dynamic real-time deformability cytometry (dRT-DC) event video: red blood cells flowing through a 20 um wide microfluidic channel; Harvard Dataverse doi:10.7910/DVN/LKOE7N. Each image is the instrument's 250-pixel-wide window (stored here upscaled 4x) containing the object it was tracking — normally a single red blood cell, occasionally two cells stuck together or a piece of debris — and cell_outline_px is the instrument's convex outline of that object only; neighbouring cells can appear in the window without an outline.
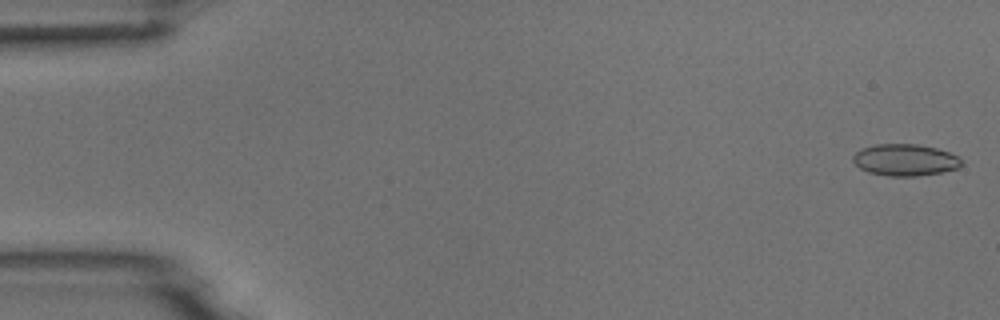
{"species": "common noctule bat (a hibernating species)", "species_latin": "Nyctalus noctula", "temperature_condition": "room temperature", "stored_images_in_passage": 53, "camera_frame_rate_fps": 3000, "um_per_image_px": 0.085, "animal": {"sex": "male", "body_mass_g": 18.8}, "frame": {"image": 1, "passage_image": 1, "time_ms": 0.0, "image_size_px": [1000, 320], "cell_outline_px": [[964, 164], [956, 168], [940, 172], [916, 176], [888, 176], [868, 172], [860, 168], [852, 160], [852, 156], [856, 152], [864, 148], [876, 144], [916, 144], [936, 148], [948, 152], [956, 156]], "centroid_in_image_um": [76.9, 13.6], "position_along_channel_um": 8.1, "area_um2": 19.83}}
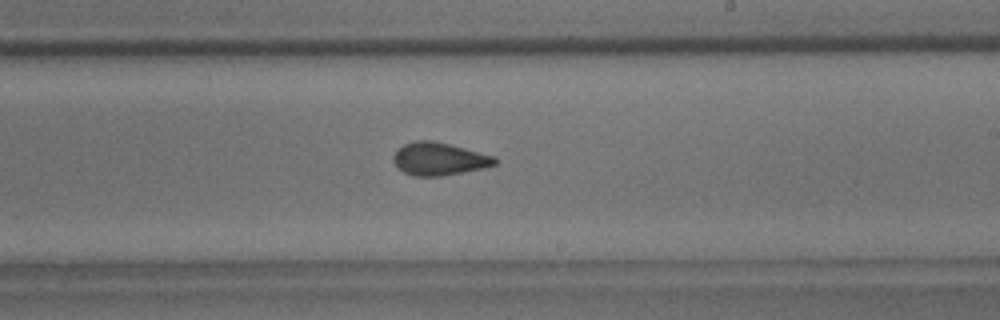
{"frame": {"image": 2, "passage_image": 31, "time_ms": 10.0, "image_size_px": [1000, 320], "cell_outline_px": [[500, 160], [496, 164], [484, 168], [464, 172], [440, 176], [412, 176], [404, 172], [392, 160], [392, 156], [396, 148], [404, 144], [416, 140], [432, 140], [496, 156]], "centroid_in_image_um": [37.33, 13.5], "position_along_channel_um": 251.7, "area_um2": 19.54}}
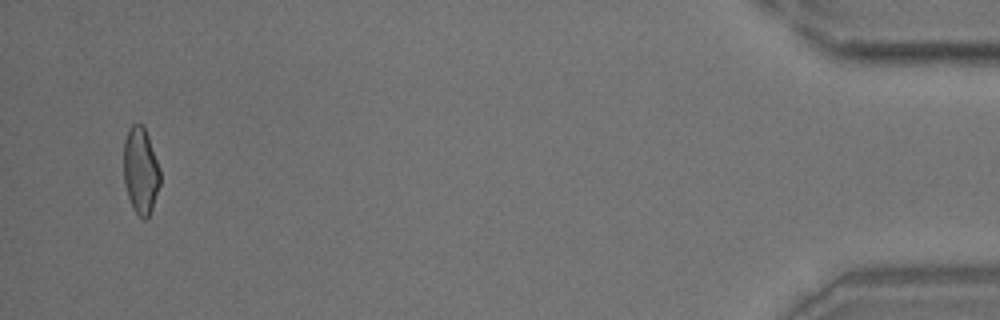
{"frame": {"image": 3, "passage_image": 51, "time_ms": 16.667, "image_size_px": [1000, 320], "cell_outline_px": [[160, 184], [152, 208], [148, 216], [144, 220], [132, 208], [124, 184], [124, 140], [128, 128], [132, 124], [140, 124], [144, 128], [148, 136], [160, 168]], "centroid_in_image_um": [11.95, 14.5], "position_along_channel_um": 423.3, "area_um2": 18.32}}